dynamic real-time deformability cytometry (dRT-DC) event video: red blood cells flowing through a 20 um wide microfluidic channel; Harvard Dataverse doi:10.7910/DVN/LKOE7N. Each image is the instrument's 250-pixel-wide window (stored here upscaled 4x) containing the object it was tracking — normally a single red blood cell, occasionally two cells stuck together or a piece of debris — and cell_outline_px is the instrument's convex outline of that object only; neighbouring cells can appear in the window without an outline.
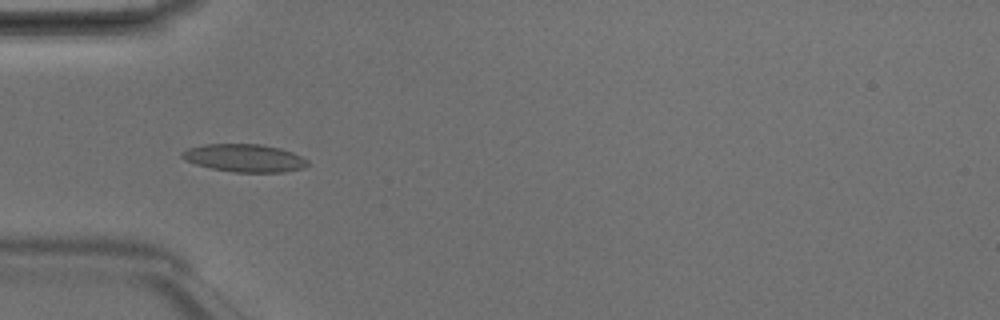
{"species": "Egyptian fruit bat (a non-hibernating species)", "species_latin": "Rousettus aegyptiacus", "temperature_condition": "room temperature", "stored_images_in_passage": 7, "camera_frame_rate_fps": 3000, "um_per_image_px": 0.085, "animal": {"sex": "male"}, "frame": {"image": 1, "passage_image": 4, "time_ms": 1.0, "image_size_px": [1000, 320], "cell_outline_px": [[308, 164], [304, 168], [284, 172], [232, 172], [212, 168], [196, 164], [184, 160], [180, 156], [180, 152], [188, 148], [204, 144], [260, 144], [280, 148], [292, 152], [308, 160]], "centroid_in_image_um": [20.76, 13.43], "position_along_channel_um": 64.2, "area_um2": 20.4}}
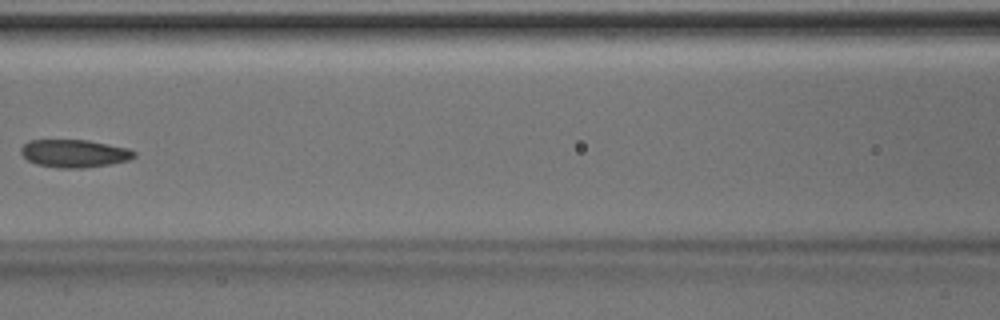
{"frame": {"image": 2, "passage_image": 6, "time_ms": 1.667, "image_size_px": [1000, 320], "cell_outline_px": [[136, 156], [128, 160], [108, 164], [80, 168], [60, 168], [36, 164], [28, 160], [20, 152], [20, 148], [28, 140], [88, 140], [128, 148], [136, 152]], "centroid_in_image_um": [6.3, 13.03], "position_along_channel_um": 160.3, "area_um2": 18.26}}
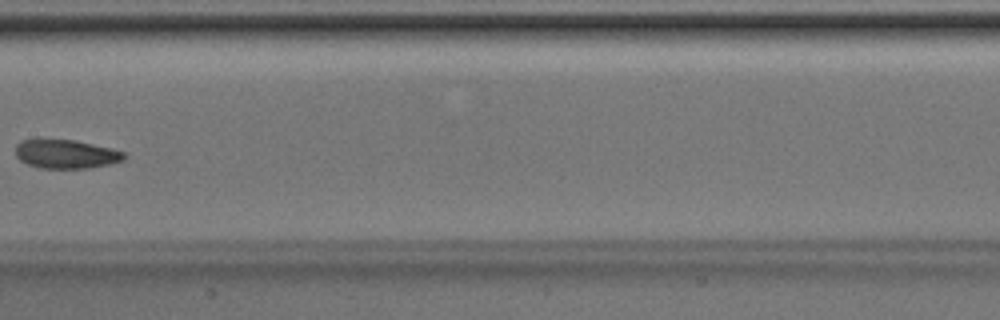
{"frame": {"image": 3, "passage_image": 7, "time_ms": 2.0, "image_size_px": [1000, 320], "cell_outline_px": [[128, 156], [124, 160], [108, 164], [88, 168], [40, 168], [28, 164], [20, 160], [16, 156], [16, 144], [20, 140], [76, 140], [112, 148], [124, 152]], "centroid_in_image_um": [5.63, 13.09], "position_along_channel_um": 201.8, "area_um2": 18.21}}